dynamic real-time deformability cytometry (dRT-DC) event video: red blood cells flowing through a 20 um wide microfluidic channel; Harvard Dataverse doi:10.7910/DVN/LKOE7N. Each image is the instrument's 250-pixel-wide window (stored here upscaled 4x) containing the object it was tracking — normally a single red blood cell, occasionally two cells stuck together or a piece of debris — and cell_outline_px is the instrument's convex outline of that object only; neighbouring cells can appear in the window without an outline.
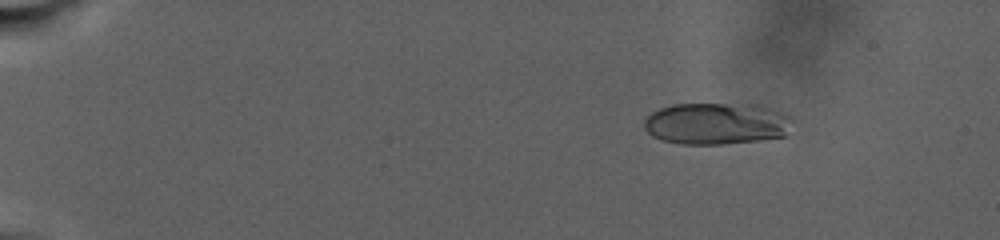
{"species": "human", "species_latin": "Homo sapiens", "temperature_condition": "warm", "stored_images_in_passage": 45, "camera_frame_rate_fps": 3000, "um_per_image_px": 0.085, "donor": {"sex": "male"}, "frame": {"image": 1, "passage_image": 7, "time_ms": 4.0, "image_size_px": [1000, 240], "cell_outline_px": [[796, 120], [784, 136], [760, 140], [724, 144], [680, 144], [664, 140], [652, 136], [644, 128], [644, 120], [652, 112], [660, 108], [672, 104], [760, 104], [780, 112]], "centroid_in_image_um": [60.92, 10.5], "position_along_channel_um": 24.1, "area_um2": 36.36}}
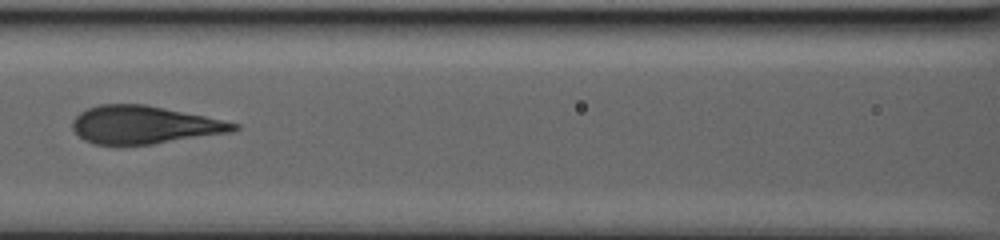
{"frame": {"image": 2, "passage_image": 23, "time_ms": 15.0, "image_size_px": [1000, 240], "cell_outline_px": [[240, 128], [232, 132], [152, 144], [92, 144], [84, 140], [72, 128], [72, 120], [80, 112], [88, 108], [100, 104], [144, 104], [204, 116], [240, 124]], "centroid_in_image_um": [12.25, 10.61], "position_along_channel_um": 154.4, "area_um2": 35.32}}
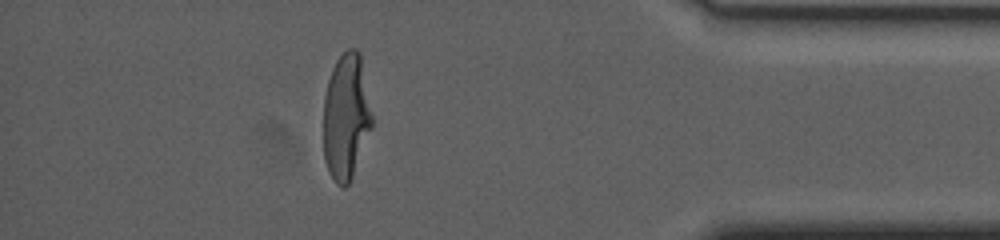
{"frame": {"image": 3, "passage_image": 40, "time_ms": 27.0, "image_size_px": [1000, 240], "cell_outline_px": [[372, 128], [352, 176], [348, 184], [344, 188], [340, 188], [336, 184], [324, 160], [324, 96], [328, 80], [332, 68], [336, 60], [348, 48], [356, 48], [360, 52], [372, 116]], "centroid_in_image_um": [29.41, 9.91], "position_along_channel_um": 405.8, "area_um2": 35.55}, "authors_computed_cell_mechanics": {"area_um2": 36.2984, "velocity_mm_per_s": 2.346, "shape_relaxation_time_tau1_ms": 8.3203, "shape_relaxation_time_tau2_ms": null, "deformation_change_tau1": 0.2519, "deformation_change_tau2": null}}